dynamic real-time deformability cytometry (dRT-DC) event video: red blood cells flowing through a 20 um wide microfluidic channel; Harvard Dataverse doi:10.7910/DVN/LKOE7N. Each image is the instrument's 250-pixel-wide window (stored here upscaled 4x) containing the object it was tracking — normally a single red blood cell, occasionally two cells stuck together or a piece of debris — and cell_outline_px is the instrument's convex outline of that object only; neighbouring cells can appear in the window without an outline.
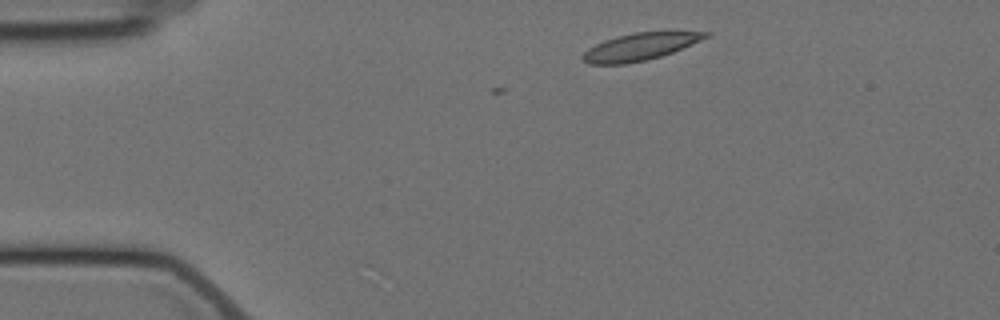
{"species": "Egyptian fruit bat (a non-hibernating species)", "species_latin": "Rousettus aegyptiacus", "temperature_condition": "cold", "stored_images_in_passage": 4, "camera_frame_rate_fps": 3000, "um_per_image_px": 0.085, "animal": {"sex": "female"}, "frame": {"image": 1, "passage_image": 1, "time_ms": 0.0, "image_size_px": [1000, 320], "cell_outline_px": [[712, 32], [708, 36], [700, 40], [672, 52], [648, 60], [624, 64], [588, 64], [580, 60], [580, 56], [588, 48], [604, 40], [616, 36], [636, 32]], "centroid_in_image_um": [54.3, 3.99], "position_along_channel_um": 30.7, "area_um2": 19.31}}
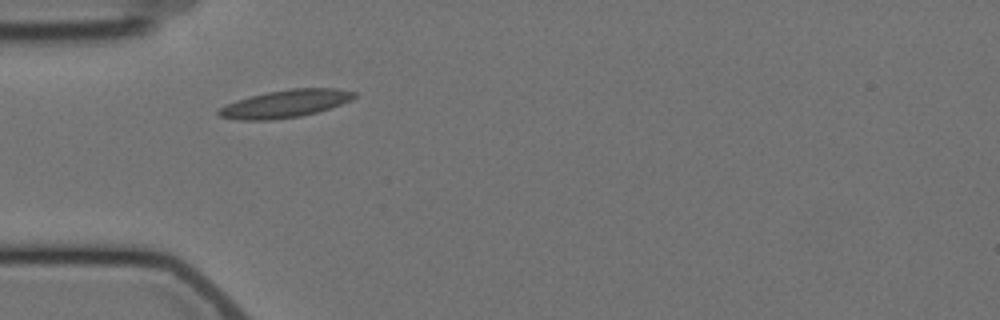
{"frame": {"image": 2, "passage_image": 3, "time_ms": 2.333, "image_size_px": [1000, 320], "cell_outline_px": [[356, 96], [352, 100], [316, 112], [300, 116], [272, 120], [240, 120], [220, 116], [216, 112], [220, 108], [236, 100], [268, 92], [292, 88], [336, 88], [356, 92]], "centroid_in_image_um": [24.26, 8.81], "position_along_channel_um": 60.7, "area_um2": 21.56}}
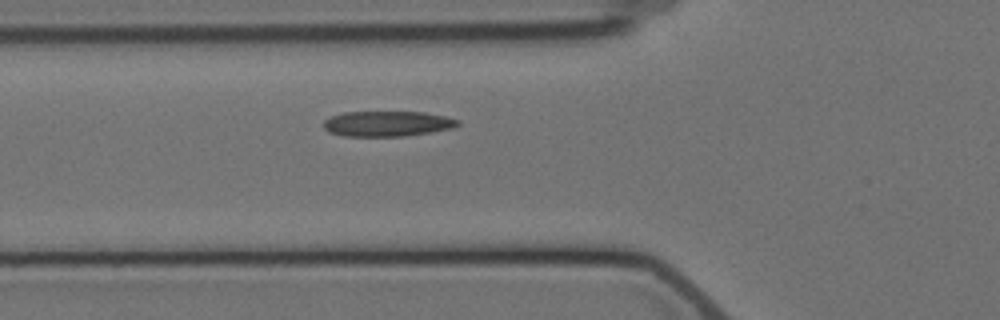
{"frame": {"image": 3, "passage_image": 4, "time_ms": 3.333, "image_size_px": [1000, 320], "cell_outline_px": [[460, 124], [452, 128], [404, 136], [344, 136], [328, 132], [324, 128], [324, 120], [332, 116], [344, 112], [424, 112], [444, 116], [460, 120]], "centroid_in_image_um": [32.9, 10.51], "position_along_channel_um": 92.9, "area_um2": 19.71}}